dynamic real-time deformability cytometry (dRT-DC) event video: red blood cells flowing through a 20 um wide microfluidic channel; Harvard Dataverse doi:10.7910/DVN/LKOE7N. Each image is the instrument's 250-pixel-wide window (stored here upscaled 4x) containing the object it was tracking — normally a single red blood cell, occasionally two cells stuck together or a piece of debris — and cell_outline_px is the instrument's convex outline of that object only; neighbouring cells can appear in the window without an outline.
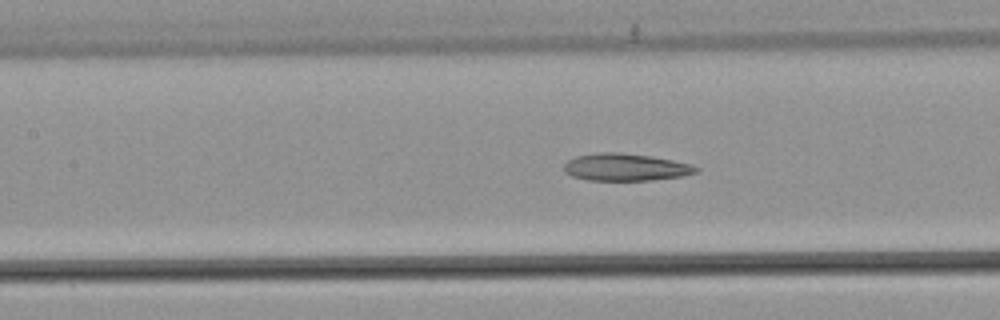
{"species": "common noctule bat (a hibernating species)", "species_latin": "Nyctalus noctula", "temperature_condition": "warm", "stored_images_in_passage": 16, "camera_frame_rate_fps": 3000, "um_per_image_px": 0.085, "animal": {"sex": "male", "body_mass_g": 21.5, "forearm_length_mm": 52.0}, "frame": {"image": 1, "passage_image": 10, "time_ms": 3.0, "image_size_px": [1000, 320], "cell_outline_px": [[700, 168], [696, 172], [680, 176], [648, 180], [588, 180], [572, 176], [564, 172], [564, 164], [568, 160], [576, 156], [600, 152], [620, 152], [648, 156], [672, 160], [692, 164]], "centroid_in_image_um": [53.14, 14.2], "position_along_channel_um": 154.3, "area_um2": 20.81}}
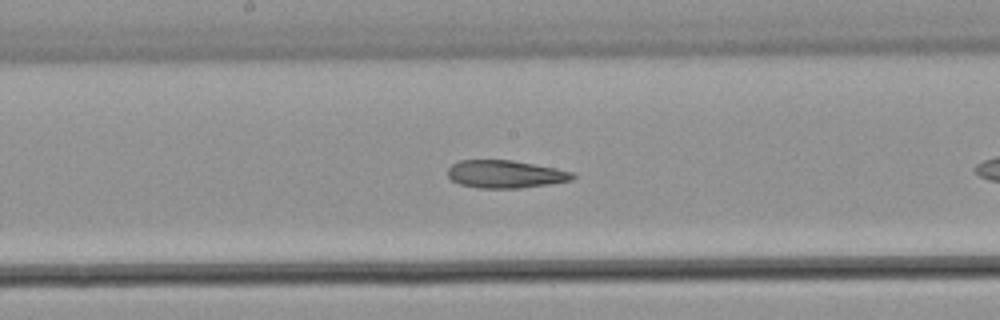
{"frame": {"image": 2, "passage_image": 14, "time_ms": 4.333, "image_size_px": [1000, 320], "cell_outline_px": [[576, 176], [572, 180], [548, 184], [520, 188], [480, 188], [460, 184], [452, 180], [448, 176], [448, 168], [452, 164], [460, 160], [512, 160], [556, 168], [572, 172]], "centroid_in_image_um": [42.95, 14.8], "position_along_channel_um": 205.3, "area_um2": 20.11}}